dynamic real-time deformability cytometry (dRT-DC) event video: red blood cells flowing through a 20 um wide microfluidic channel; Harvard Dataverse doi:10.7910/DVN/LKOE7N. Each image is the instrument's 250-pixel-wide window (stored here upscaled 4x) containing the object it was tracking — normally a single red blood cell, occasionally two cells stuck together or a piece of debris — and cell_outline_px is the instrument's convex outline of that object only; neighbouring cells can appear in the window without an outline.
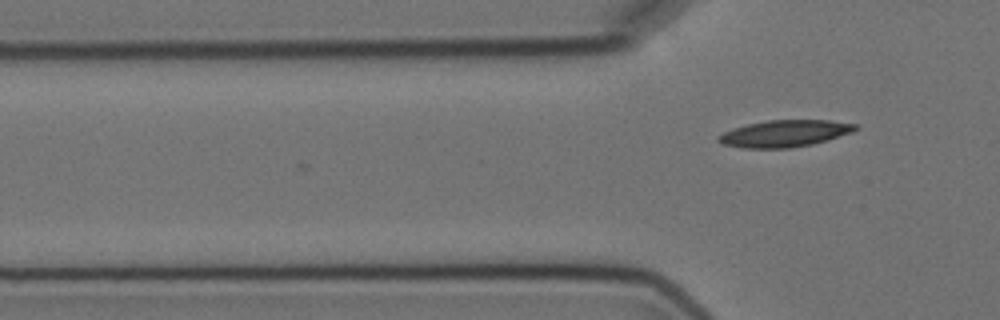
{"species": "Egyptian fruit bat (a non-hibernating species)", "species_latin": "Rousettus aegyptiacus", "temperature_condition": "cold", "stored_images_in_passage": 5, "camera_frame_rate_fps": 3000, "um_per_image_px": 0.085, "animal": {"sex": "female"}, "frame": {"image": 1, "passage_image": 5, "time_ms": 4.667, "image_size_px": [1000, 320], "cell_outline_px": [[860, 128], [852, 132], [828, 140], [812, 144], [788, 148], [744, 148], [724, 144], [716, 140], [716, 136], [732, 128], [748, 124], [768, 120], [828, 120], [860, 124]], "centroid_in_image_um": [66.72, 11.34], "position_along_channel_um": 59.1, "area_um2": 21.5}}